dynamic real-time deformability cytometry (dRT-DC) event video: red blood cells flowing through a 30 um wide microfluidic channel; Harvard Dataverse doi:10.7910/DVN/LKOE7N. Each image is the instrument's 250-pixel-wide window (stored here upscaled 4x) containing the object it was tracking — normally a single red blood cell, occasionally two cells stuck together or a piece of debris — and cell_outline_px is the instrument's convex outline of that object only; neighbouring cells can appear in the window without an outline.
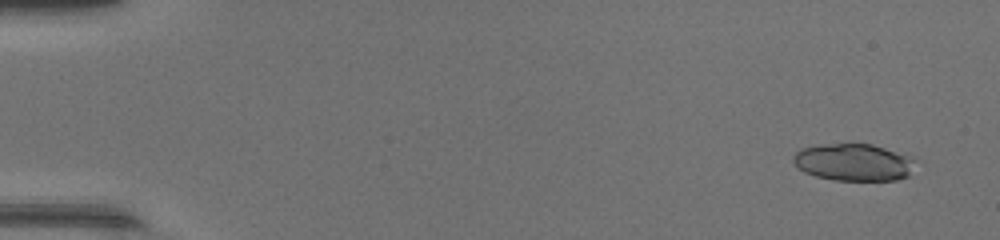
{"species": "common noctule bat (a hibernating species)", "species_latin": "Nyctalus noctula", "temperature_condition": "warm", "stored_images_in_passage": 48, "camera_frame_rate_fps": 3000, "um_per_image_px": 0.085, "animal": {"sex": "female", "body_mass_g": 17.0, "forearm_length_mm": 48.0}, "frame": {"image": 1, "passage_image": 3, "time_ms": 0.667, "image_size_px": [1000, 240], "cell_outline_px": [[920, 160], [908, 176], [896, 180], [832, 180], [816, 176], [804, 172], [792, 160], [792, 156], [800, 148], [820, 144], [872, 144], [912, 156]], "centroid_in_image_um": [72.61, 13.79], "position_along_channel_um": 12.4, "area_um2": 26.82}}
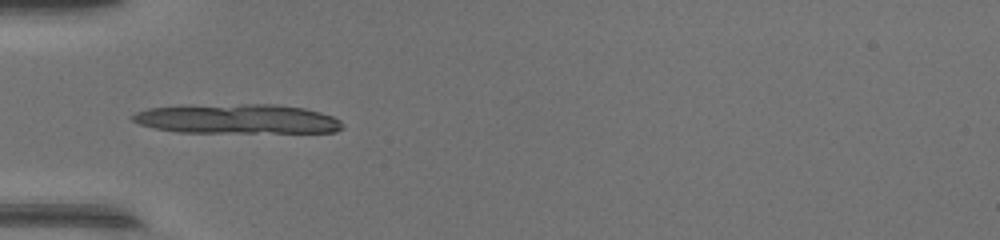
{"frame": {"image": 2, "passage_image": 17, "time_ms": 5.333, "image_size_px": [1000, 240], "cell_outline_px": [[344, 128], [336, 132], [180, 132], [156, 128], [140, 124], [132, 120], [132, 116], [136, 112], [148, 108], [240, 104], [276, 104], [304, 108], [320, 112], [332, 116], [340, 120], [344, 124]], "centroid_in_image_um": [20.25, 10.11], "position_along_channel_um": 64.7, "area_um2": 35.72}}